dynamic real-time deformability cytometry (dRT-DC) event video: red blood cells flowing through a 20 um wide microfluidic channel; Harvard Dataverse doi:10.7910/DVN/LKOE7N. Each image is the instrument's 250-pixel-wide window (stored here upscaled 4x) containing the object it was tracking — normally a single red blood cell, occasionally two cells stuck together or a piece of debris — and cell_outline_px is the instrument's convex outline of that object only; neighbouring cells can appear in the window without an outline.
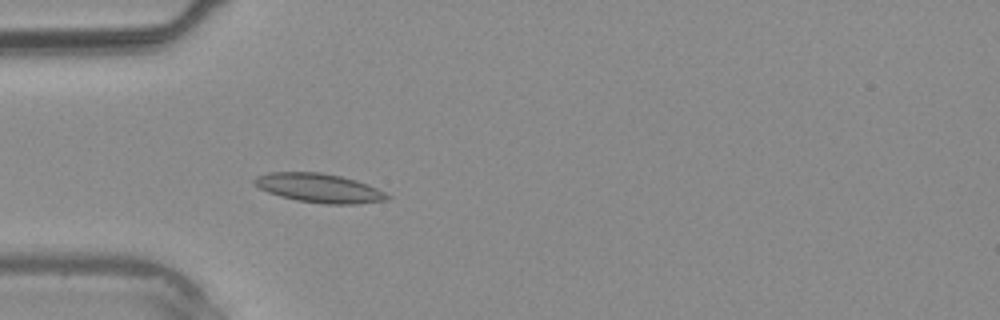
{"species": "common noctule bat (a hibernating species)", "species_latin": "Nyctalus noctula", "temperature_condition": "warm", "stored_images_in_passage": 4, "camera_frame_rate_fps": 3000, "um_per_image_px": 0.085, "animal": {"sex": "male", "body_mass_g": 20.4}, "frame": {"image": 1, "passage_image": 4, "time_ms": 3.667, "image_size_px": [1000, 320], "cell_outline_px": [[392, 196], [388, 200], [356, 204], [324, 204], [296, 200], [280, 196], [268, 192], [260, 188], [252, 180], [256, 176], [268, 172], [320, 172], [340, 176], [356, 180], [368, 184]], "centroid_in_image_um": [27.14, 15.98], "position_along_channel_um": 57.9, "area_um2": 22.48}}